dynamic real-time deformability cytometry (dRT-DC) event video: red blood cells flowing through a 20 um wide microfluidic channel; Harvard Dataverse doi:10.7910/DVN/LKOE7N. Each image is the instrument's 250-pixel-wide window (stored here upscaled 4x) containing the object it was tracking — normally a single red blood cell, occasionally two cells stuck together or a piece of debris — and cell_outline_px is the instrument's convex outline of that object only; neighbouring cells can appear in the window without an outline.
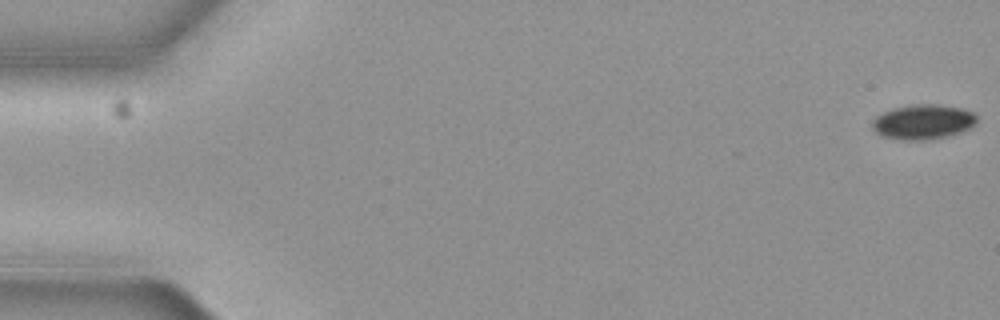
{"species": "common noctule bat (a hibernating species)", "species_latin": "Nyctalus noctula", "temperature_condition": "cold", "stored_images_in_passage": 5, "segment_of_instrument_passage": [2, 2], "camera_frame_rate_fps": 3000, "um_per_image_px": 0.085, "animal": {"sex": "female", "body_mass_g": 19.3, "forearm_length_mm": 54.1}, "frame": {"image": 1, "passage_image": 5, "time_ms": 1.333, "image_size_px": [1000, 320], "cell_outline_px": [[976, 124], [960, 132], [948, 136], [924, 140], [900, 140], [884, 136], [876, 132], [872, 128], [872, 120], [876, 116], [892, 108], [912, 104], [936, 104], [960, 108], [972, 112], [976, 116]], "centroid_in_image_um": [78.43, 10.36], "position_along_channel_um": 6.6, "area_um2": 21.15}}